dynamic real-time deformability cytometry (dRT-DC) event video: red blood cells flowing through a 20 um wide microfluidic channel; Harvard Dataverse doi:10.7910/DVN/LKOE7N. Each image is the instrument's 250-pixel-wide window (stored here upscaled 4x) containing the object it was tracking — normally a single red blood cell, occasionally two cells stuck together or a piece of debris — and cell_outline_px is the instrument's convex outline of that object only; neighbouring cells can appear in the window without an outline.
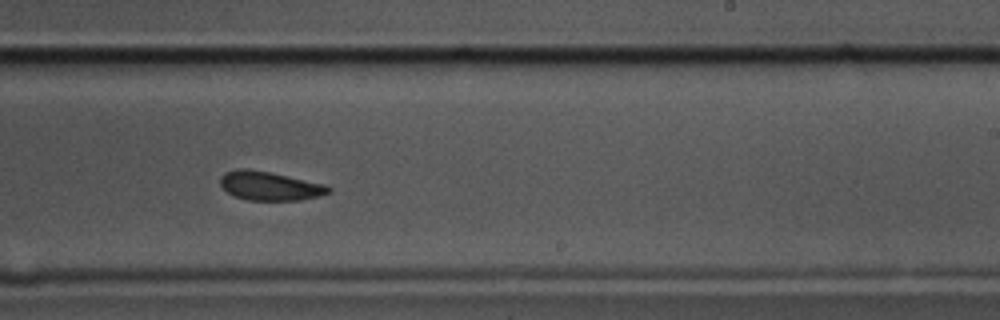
{"species": "common noctule bat (a hibernating species)", "species_latin": "Nyctalus noctula", "temperature_condition": "cold", "stored_images_in_passage": 15, "camera_frame_rate_fps": 3000, "um_per_image_px": 0.085, "animal": {"sex": "male", "body_mass_g": 17.5, "forearm_length_mm": 52.3}, "frame": {"image": 1, "passage_image": 9, "time_ms": 2.667, "image_size_px": [1000, 320], "cell_outline_px": [[332, 192], [300, 200], [248, 200], [236, 196], [228, 192], [220, 184], [220, 176], [224, 172], [236, 168], [248, 168], [288, 176], [324, 184], [332, 188]], "centroid_in_image_um": [22.9, 15.79], "position_along_channel_um": 266.1, "area_um2": 18.09}}
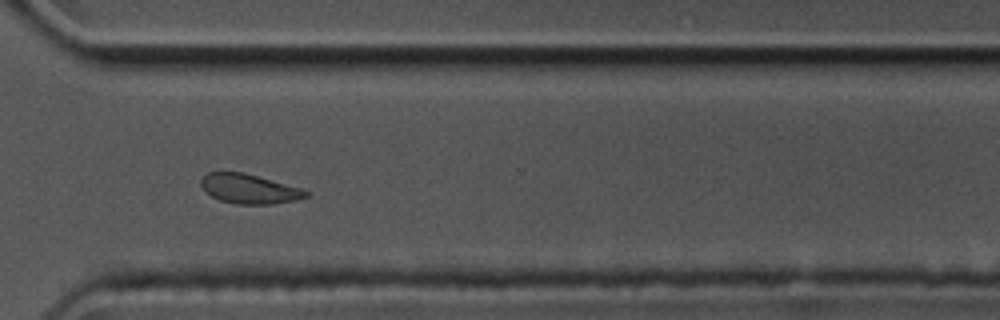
{"frame": {"image": 2, "passage_image": 11, "time_ms": 3.333, "image_size_px": [1000, 320], "cell_outline_px": [[312, 192], [308, 196], [296, 200], [272, 204], [236, 204], [220, 200], [212, 196], [200, 184], [200, 180], [208, 172], [244, 172], [300, 188]], "centroid_in_image_um": [21.21, 16.05], "position_along_channel_um": 349.4, "area_um2": 17.92}}